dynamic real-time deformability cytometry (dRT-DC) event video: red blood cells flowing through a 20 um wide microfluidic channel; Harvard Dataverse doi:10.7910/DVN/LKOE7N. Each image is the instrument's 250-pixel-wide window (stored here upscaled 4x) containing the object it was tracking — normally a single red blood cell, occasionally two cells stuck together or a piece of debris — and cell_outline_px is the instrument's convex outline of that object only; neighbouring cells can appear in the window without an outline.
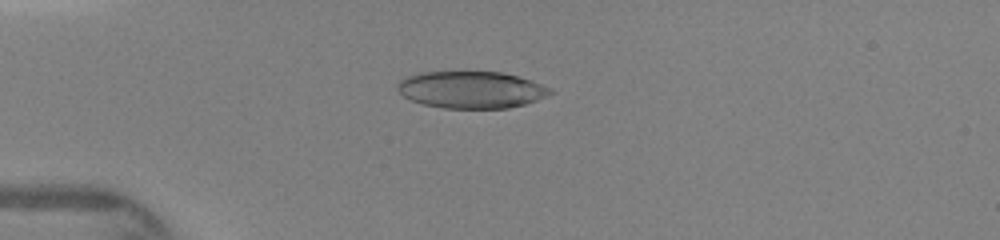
{"species": "human", "species_latin": "Homo sapiens", "temperature_condition": "warm", "stored_images_in_passage": 9, "camera_frame_rate_fps": 3000, "um_per_image_px": 0.085, "donor": {"sex": "female"}, "frame": {"image": 1, "passage_image": 2, "time_ms": 1.0, "image_size_px": [1000, 240], "cell_outline_px": [[556, 92], [548, 96], [524, 104], [508, 108], [444, 108], [424, 104], [412, 100], [404, 96], [396, 88], [396, 84], [400, 80], [408, 76], [420, 72], [500, 72], [532, 80], [552, 88]], "centroid_in_image_um": [40.09, 7.62], "position_along_channel_um": 44.9, "area_um2": 32.89}}
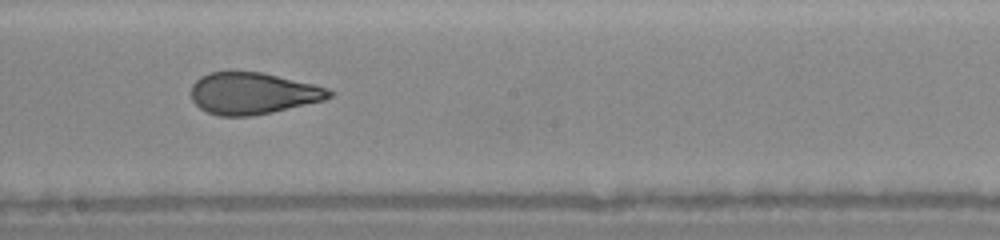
{"frame": {"image": 2, "passage_image": 7, "time_ms": 5.667, "image_size_px": [1000, 240], "cell_outline_px": [[336, 92], [332, 96], [324, 100], [272, 112], [252, 116], [220, 116], [208, 112], [200, 108], [192, 100], [192, 84], [200, 76], [208, 72], [260, 72], [316, 84], [328, 88]], "centroid_in_image_um": [21.52, 7.93], "position_along_channel_um": 226.7, "area_um2": 33.58}}
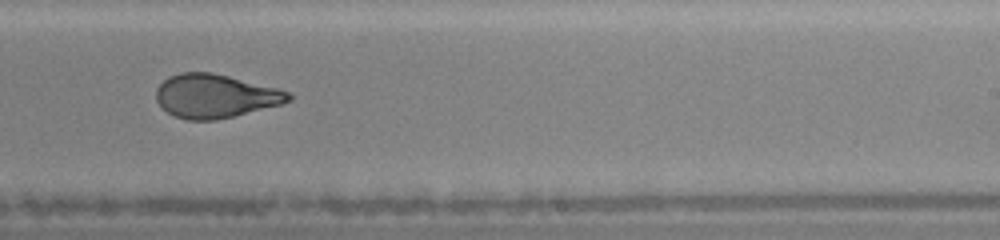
{"frame": {"image": 3, "passage_image": 8, "time_ms": 6.667, "image_size_px": [1000, 240], "cell_outline_px": [[292, 100], [280, 104], [216, 120], [184, 120], [168, 112], [156, 100], [156, 88], [168, 76], [180, 72], [212, 72], [276, 88], [288, 92], [292, 96]], "centroid_in_image_um": [18.25, 8.16], "position_along_channel_um": 270.7, "area_um2": 33.29}}